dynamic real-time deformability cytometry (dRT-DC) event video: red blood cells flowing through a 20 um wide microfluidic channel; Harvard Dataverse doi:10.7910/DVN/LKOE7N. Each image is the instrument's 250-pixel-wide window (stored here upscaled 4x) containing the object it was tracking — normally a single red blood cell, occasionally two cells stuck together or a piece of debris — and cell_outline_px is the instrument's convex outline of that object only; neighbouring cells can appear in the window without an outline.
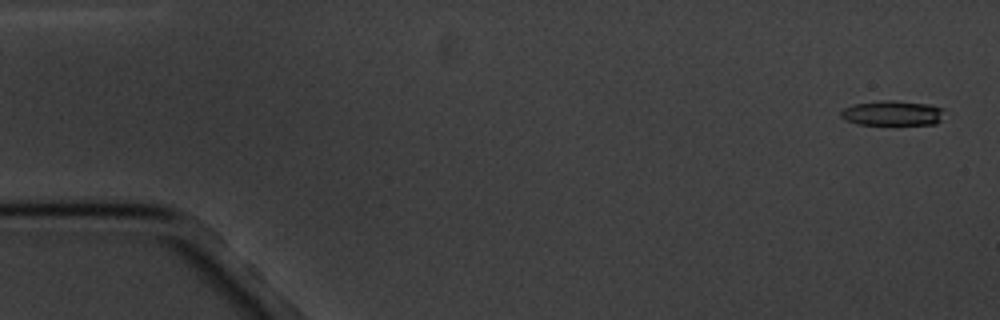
{"species": "common noctule bat (a hibernating species)", "species_latin": "Nyctalus noctula", "temperature_condition": "cold", "stored_images_in_passage": 5, "camera_frame_rate_fps": 3000, "um_per_image_px": 0.085, "animal": {"sex": "male", "body_mass_g": 20.1, "forearm_length_mm": 53.5}, "frame": {"image": 1, "passage_image": 1, "time_ms": 0.0, "image_size_px": [1000, 320], "cell_outline_px": [[944, 108], [940, 120], [936, 124], [856, 124], [840, 116], [840, 112], [844, 108], [852, 104], [880, 100], [892, 100], [928, 104]], "centroid_in_image_um": [75.84, 9.6], "position_along_channel_um": 9.2, "area_um2": 14.97}}
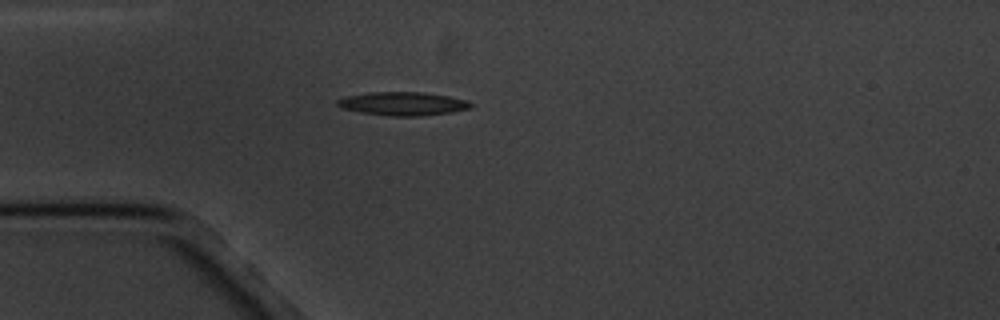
{"frame": {"image": 2, "passage_image": 5, "time_ms": 4.667, "image_size_px": [1000, 320], "cell_outline_px": [[472, 108], [452, 112], [424, 116], [388, 116], [360, 112], [344, 108], [336, 104], [336, 100], [344, 96], [368, 92], [424, 92], [448, 96], [468, 100], [472, 104]], "centroid_in_image_um": [34.26, 8.81], "position_along_channel_um": 50.7, "area_um2": 18.44}}